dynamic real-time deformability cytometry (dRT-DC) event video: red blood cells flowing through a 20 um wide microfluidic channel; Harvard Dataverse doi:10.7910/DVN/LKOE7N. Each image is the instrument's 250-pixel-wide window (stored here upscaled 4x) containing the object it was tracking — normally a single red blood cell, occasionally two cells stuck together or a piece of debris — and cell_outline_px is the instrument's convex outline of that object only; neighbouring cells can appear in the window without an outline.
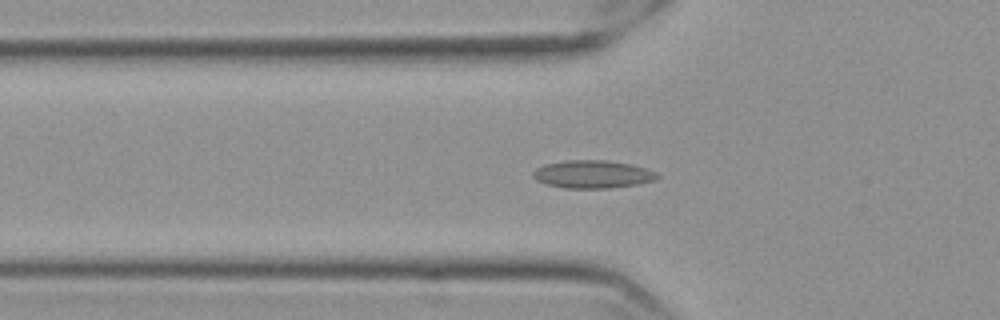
{"species": "Egyptian fruit bat (a non-hibernating species)", "species_latin": "Rousettus aegyptiacus", "temperature_condition": "cold", "stored_images_in_passage": 60, "camera_frame_rate_fps": 3000, "um_per_image_px": 0.085, "frame": {"image": 1, "passage_image": 21, "time_ms": 6.667, "image_size_px": [1000, 320], "cell_outline_px": [[660, 176], [656, 180], [636, 184], [612, 188], [564, 188], [548, 184], [536, 180], [532, 176], [532, 172], [536, 168], [548, 164], [568, 160], [608, 160], [632, 164], [656, 172]], "centroid_in_image_um": [50.39, 14.81], "position_along_channel_um": 75.4, "area_um2": 20.11}}
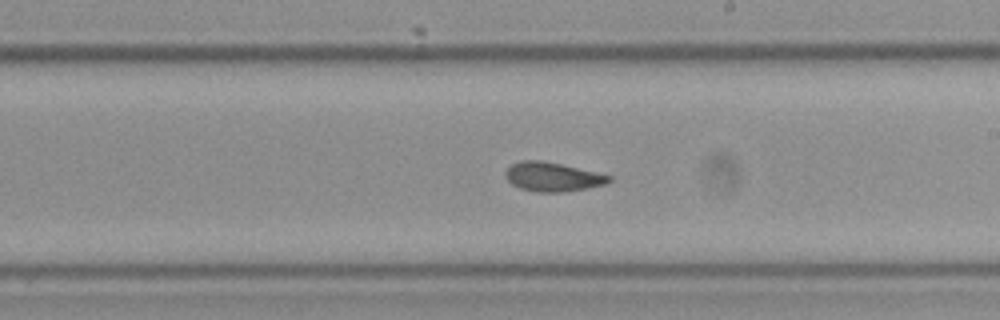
{"frame": {"image": 2, "passage_image": 35, "time_ms": 11.333, "image_size_px": [1000, 320], "cell_outline_px": [[612, 180], [604, 184], [588, 188], [564, 192], [536, 192], [520, 188], [512, 184], [508, 180], [504, 172], [512, 164], [520, 160], [540, 160], [560, 164], [612, 176]], "centroid_in_image_um": [46.95, 15.04], "position_along_channel_um": 242.1, "area_um2": 17.4}}
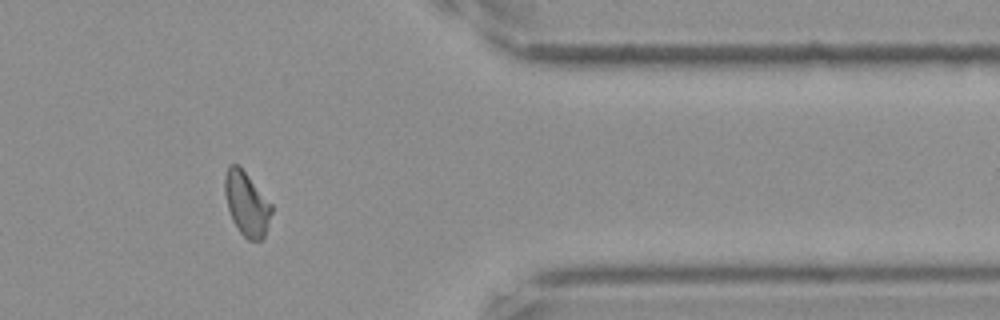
{"frame": {"image": 3, "passage_image": 49, "time_ms": 16.0, "image_size_px": [1000, 320], "cell_outline_px": [[272, 212], [264, 236], [260, 240], [248, 240], [240, 232], [232, 220], [228, 208], [224, 192], [224, 176], [228, 164], [236, 164], [244, 172], [272, 204]], "centroid_in_image_um": [20.94, 17.32], "position_along_channel_um": 390.5, "area_um2": 17.17}, "authors_computed_cell_mechanics": {"area_um2": 17.7446, "velocity_mm_per_s": 3.5517, "shape_relaxation_time_tau1_ms": null, "shape_relaxation_time_tau2_ms": 1.6988, "deformation_change_tau1": null, "deformation_change_tau2": 0.0727}}